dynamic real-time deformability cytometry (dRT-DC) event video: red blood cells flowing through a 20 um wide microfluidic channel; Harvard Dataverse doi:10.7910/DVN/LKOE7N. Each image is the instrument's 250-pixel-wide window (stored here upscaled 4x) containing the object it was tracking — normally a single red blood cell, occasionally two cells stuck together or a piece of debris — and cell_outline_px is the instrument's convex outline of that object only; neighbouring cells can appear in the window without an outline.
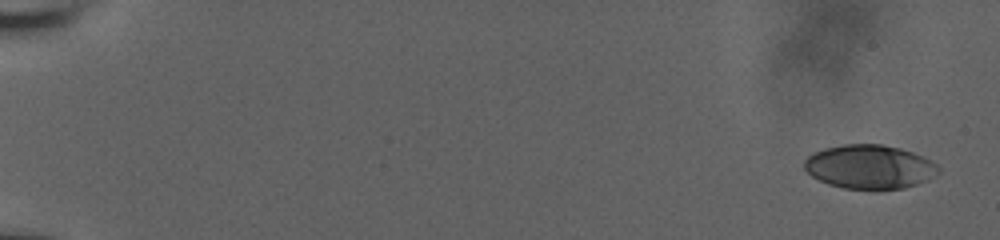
{"species": "human", "species_latin": "Homo sapiens", "temperature_condition": "room temperature", "stored_images_in_passage": 56, "camera_frame_rate_fps": 3000, "um_per_image_px": 0.085, "donor": {"sex": "male"}, "frame": {"image": 1, "passage_image": 1, "time_ms": 0.0, "image_size_px": [1000, 240], "cell_outline_px": [[940, 172], [928, 180], [904, 188], [844, 188], [828, 184], [812, 176], [804, 168], [804, 160], [812, 152], [824, 148], [844, 144], [880, 144], [900, 148], [924, 156], [936, 164], [940, 168]], "centroid_in_image_um": [73.91, 14.16], "position_along_channel_um": 11.1, "area_um2": 34.22}}
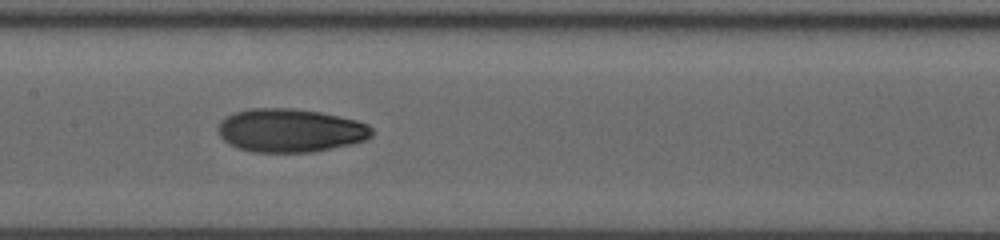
{"frame": {"image": 2, "passage_image": 30, "time_ms": 9.667, "image_size_px": [1000, 240], "cell_outline_px": [[372, 136], [364, 140], [352, 144], [312, 152], [252, 152], [236, 148], [228, 144], [220, 136], [216, 128], [216, 124], [220, 120], [236, 112], [248, 108], [292, 108], [320, 112], [340, 116], [356, 120], [368, 124], [372, 128]], "centroid_in_image_um": [24.64, 11.09], "position_along_channel_um": 182.8, "area_um2": 39.25}}
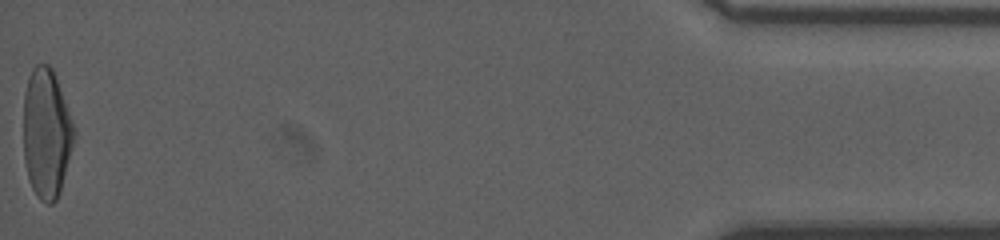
{"frame": {"image": 3, "passage_image": 56, "time_ms": 18.333, "image_size_px": [1000, 240], "cell_outline_px": [[76, 132], [60, 192], [56, 200], [52, 204], [48, 204], [40, 200], [36, 196], [28, 180], [24, 160], [24, 92], [28, 76], [32, 68], [36, 64], [48, 64], [52, 68], [72, 120]], "centroid_in_image_um": [3.93, 11.35], "position_along_channel_um": 431.3, "area_um2": 38.21}, "authors_computed_cell_mechanics": {"area_um2": 36.9342, "velocity_mm_per_s": 3.8672, "shape_relaxation_time_tau1_ms": 5.435, "shape_relaxation_time_tau2_ms": 1.7639, "deformation_change_tau1": 0.1987, "deformation_change_tau2": 0.068}}